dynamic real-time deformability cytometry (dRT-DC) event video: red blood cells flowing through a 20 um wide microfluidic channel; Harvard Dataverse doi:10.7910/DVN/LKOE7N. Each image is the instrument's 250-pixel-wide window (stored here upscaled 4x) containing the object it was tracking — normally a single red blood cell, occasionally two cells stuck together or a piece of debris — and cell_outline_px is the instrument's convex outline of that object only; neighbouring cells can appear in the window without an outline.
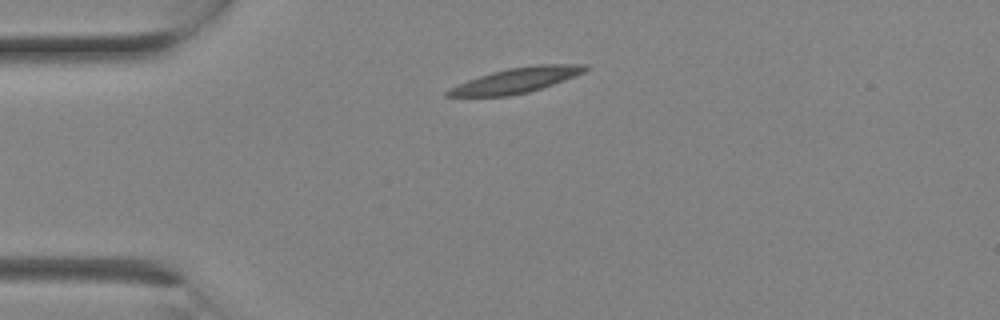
{"species": "Egyptian fruit bat (a non-hibernating species)", "species_latin": "Rousettus aegyptiacus", "temperature_condition": "room temperature", "stored_images_in_passage": 1, "camera_frame_rate_fps": 3000, "um_per_image_px": 0.085, "animal": {"sex": "female"}, "frame": {"image": 1, "passage_image": 1, "time_ms": 0.0, "image_size_px": [1000, 320], "cell_outline_px": [[588, 68], [584, 72], [564, 80], [528, 92], [508, 96], [444, 96], [444, 92], [468, 80], [492, 72], [508, 68], [540, 64], [588, 64]], "centroid_in_image_um": [43.9, 6.82], "position_along_channel_um": 41.1, "area_um2": 19.71}}